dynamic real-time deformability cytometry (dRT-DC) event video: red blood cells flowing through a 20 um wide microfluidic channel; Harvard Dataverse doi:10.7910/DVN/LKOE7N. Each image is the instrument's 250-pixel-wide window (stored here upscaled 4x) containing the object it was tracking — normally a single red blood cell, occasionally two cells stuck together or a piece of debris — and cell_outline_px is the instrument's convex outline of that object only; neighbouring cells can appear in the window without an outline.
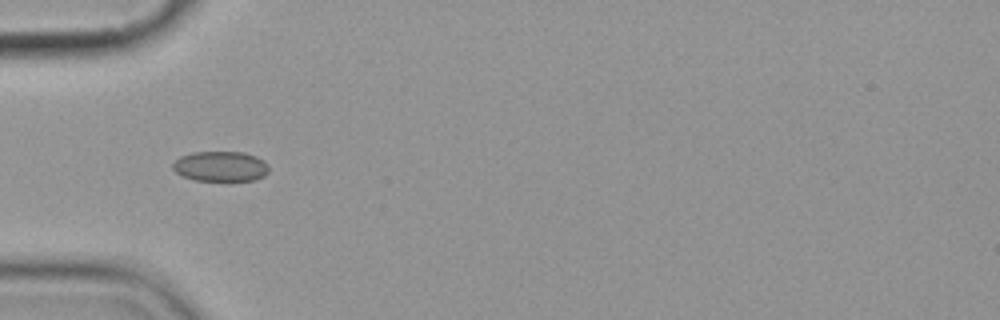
{"species": "common noctule bat (a hibernating species)", "species_latin": "Nyctalus noctula", "temperature_condition": "cold", "stored_images_in_passage": 10, "camera_frame_rate_fps": 3000, "um_per_image_px": 0.085, "animal": {"sex": "female", "body_mass_g": 19.9}, "frame": {"image": 1, "passage_image": 6, "time_ms": 6.0, "image_size_px": [1000, 320], "cell_outline_px": [[268, 172], [264, 176], [256, 180], [196, 180], [184, 176], [176, 172], [172, 168], [172, 164], [180, 156], [192, 152], [244, 152], [256, 156], [264, 160], [268, 164]], "centroid_in_image_um": [18.77, 14.13], "position_along_channel_um": 66.2, "area_um2": 16.88}}
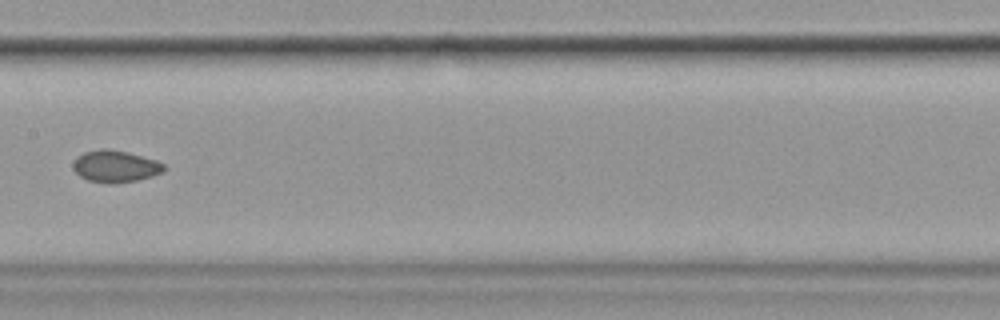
{"frame": {"image": 2, "passage_image": 9, "time_ms": 9.667, "image_size_px": [1000, 320], "cell_outline_px": [[164, 168], [160, 172], [152, 176], [136, 180], [88, 180], [80, 176], [72, 168], [72, 164], [76, 156], [84, 152], [104, 148], [108, 148], [128, 152], [156, 160], [164, 164]], "centroid_in_image_um": [9.77, 14.07], "position_along_channel_um": 197.6, "area_um2": 16.13}}
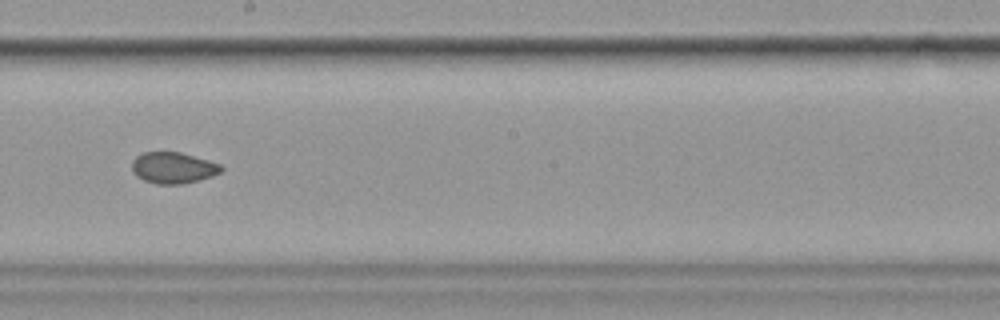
{"frame": {"image": 3, "passage_image": 10, "time_ms": 10.667, "image_size_px": [1000, 320], "cell_outline_px": [[224, 168], [220, 172], [212, 176], [184, 184], [156, 184], [144, 180], [136, 176], [132, 172], [132, 160], [136, 156], [144, 152], [180, 152], [208, 160], [220, 164]], "centroid_in_image_um": [14.7, 14.26], "position_along_channel_um": 233.5, "area_um2": 16.3}}